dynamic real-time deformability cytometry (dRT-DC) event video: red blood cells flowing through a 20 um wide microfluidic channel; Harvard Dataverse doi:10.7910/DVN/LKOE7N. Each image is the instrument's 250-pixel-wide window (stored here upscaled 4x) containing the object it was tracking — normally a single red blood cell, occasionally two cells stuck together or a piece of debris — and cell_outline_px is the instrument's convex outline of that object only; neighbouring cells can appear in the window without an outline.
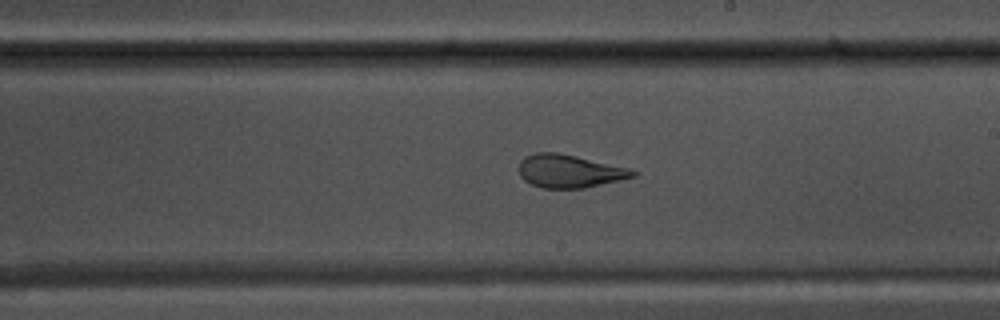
{"species": "common noctule bat (a hibernating species)", "species_latin": "Nyctalus noctula", "temperature_condition": "warm", "stored_images_in_passage": 55, "camera_frame_rate_fps": 3000, "um_per_image_px": 0.085, "animal": {"sex": "male", "body_mass_g": 17.5, "forearm_length_mm": 52.3}, "frame": {"image": 1, "passage_image": 32, "time_ms": 10.333, "image_size_px": [1000, 320], "cell_outline_px": [[636, 176], [584, 188], [540, 188], [524, 180], [520, 176], [520, 160], [524, 156], [536, 152], [556, 152], [576, 156], [632, 168], [636, 172]], "centroid_in_image_um": [48.4, 14.54], "position_along_channel_um": 240.6, "area_um2": 21.96}}
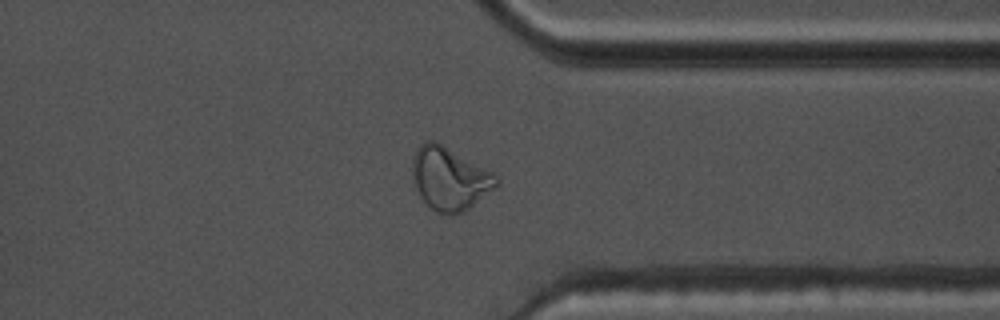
{"frame": {"image": 2, "passage_image": 43, "time_ms": 14.0, "image_size_px": [1000, 320], "cell_outline_px": [[500, 184], [496, 188], [464, 212], [456, 216], [436, 212], [428, 208], [420, 196], [412, 180], [412, 160], [416, 148], [424, 140], [436, 140], [492, 172], [500, 180]], "centroid_in_image_um": [38.2, 15.19], "position_along_channel_um": 373.2, "area_um2": 31.39}}
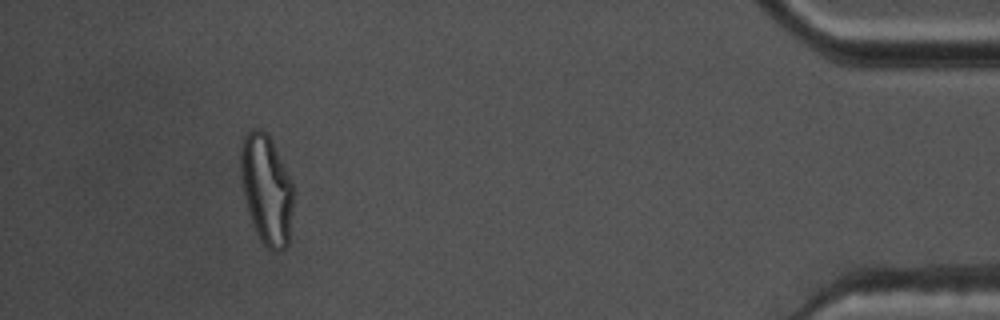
{"frame": {"image": 3, "passage_image": 51, "time_ms": 16.667, "image_size_px": [1000, 320], "cell_outline_px": [[292, 204], [288, 244], [284, 248], [276, 252], [272, 252], [260, 240], [252, 224], [244, 196], [240, 176], [240, 148], [244, 136], [252, 128], [260, 128], [272, 140], [292, 180]], "centroid_in_image_um": [22.63, 16.08], "position_along_channel_um": 412.6, "area_um2": 33.7}, "authors_computed_cell_mechanics": {"area_um2": 26.8192, "velocity_mm_per_s": 3.6847, "shape_relaxation_time_tau1_ms": null, "shape_relaxation_time_tau2_ms": 1.2114, "deformation_change_tau1": null, "deformation_change_tau2": 0.0756}}